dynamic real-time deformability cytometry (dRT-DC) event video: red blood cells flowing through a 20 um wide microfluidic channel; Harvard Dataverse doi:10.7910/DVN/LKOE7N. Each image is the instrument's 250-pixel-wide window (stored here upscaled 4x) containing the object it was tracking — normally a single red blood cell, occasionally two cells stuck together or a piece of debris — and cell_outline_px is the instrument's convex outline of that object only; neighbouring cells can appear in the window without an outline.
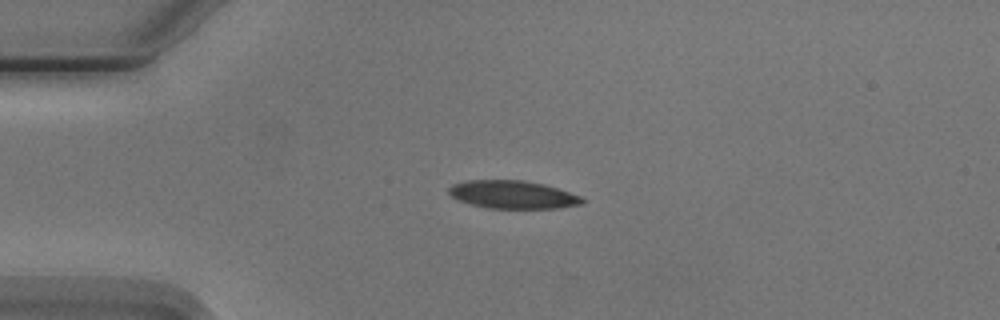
{"species": "Egyptian fruit bat (a non-hibernating species)", "species_latin": "Rousettus aegyptiacus", "temperature_condition": "cold", "stored_images_in_passage": 5, "camera_frame_rate_fps": 3000, "um_per_image_px": 0.085, "animal": {"sex": "male"}, "frame": {"image": 1, "passage_image": 2, "time_ms": 2.0, "image_size_px": [1000, 320], "cell_outline_px": [[584, 204], [556, 208], [488, 208], [472, 204], [460, 200], [452, 196], [448, 192], [448, 188], [452, 184], [468, 180], [524, 180], [544, 184], [580, 196], [584, 200]], "centroid_in_image_um": [43.58, 16.53], "position_along_channel_um": 41.4, "area_um2": 21.56}}
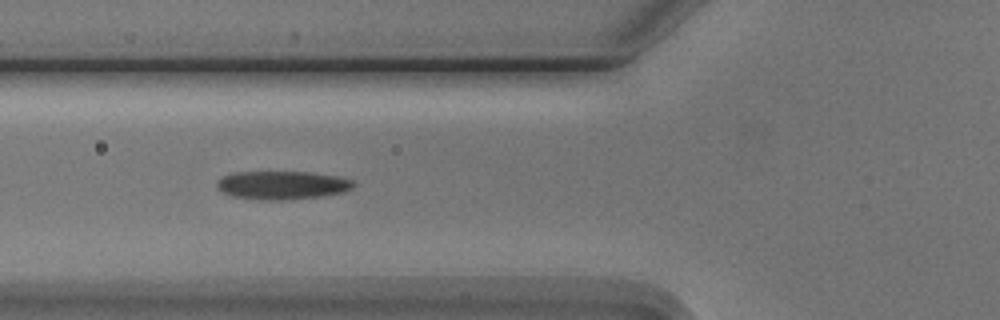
{"frame": {"image": 2, "passage_image": 4, "time_ms": 4.333, "image_size_px": [1000, 320], "cell_outline_px": [[356, 184], [352, 188], [344, 192], [324, 196], [280, 200], [260, 200], [232, 196], [220, 192], [216, 184], [216, 180], [224, 176], [236, 172], [312, 172], [340, 176], [352, 180]], "centroid_in_image_um": [24.0, 15.74], "position_along_channel_um": 101.8, "area_um2": 22.83}}
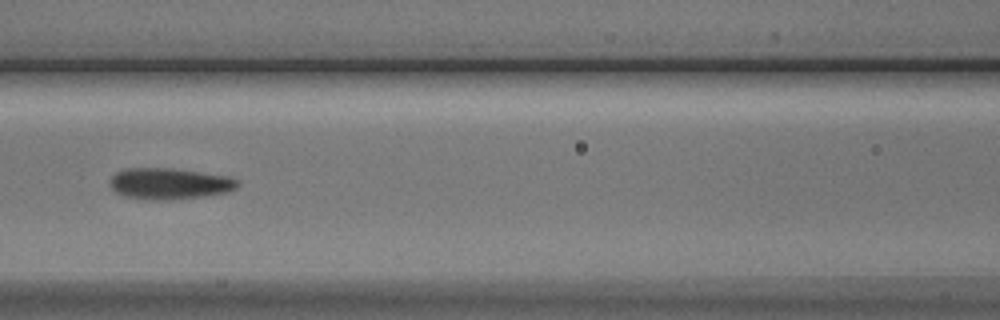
{"frame": {"image": 3, "passage_image": 5, "time_ms": 5.667, "image_size_px": [1000, 320], "cell_outline_px": [[240, 184], [236, 188], [228, 192], [204, 196], [168, 200], [144, 200], [124, 196], [116, 192], [112, 188], [112, 176], [116, 172], [128, 168], [172, 168], [228, 176], [240, 180]], "centroid_in_image_um": [14.44, 15.61], "position_along_channel_um": 152.2, "area_um2": 23.29}}